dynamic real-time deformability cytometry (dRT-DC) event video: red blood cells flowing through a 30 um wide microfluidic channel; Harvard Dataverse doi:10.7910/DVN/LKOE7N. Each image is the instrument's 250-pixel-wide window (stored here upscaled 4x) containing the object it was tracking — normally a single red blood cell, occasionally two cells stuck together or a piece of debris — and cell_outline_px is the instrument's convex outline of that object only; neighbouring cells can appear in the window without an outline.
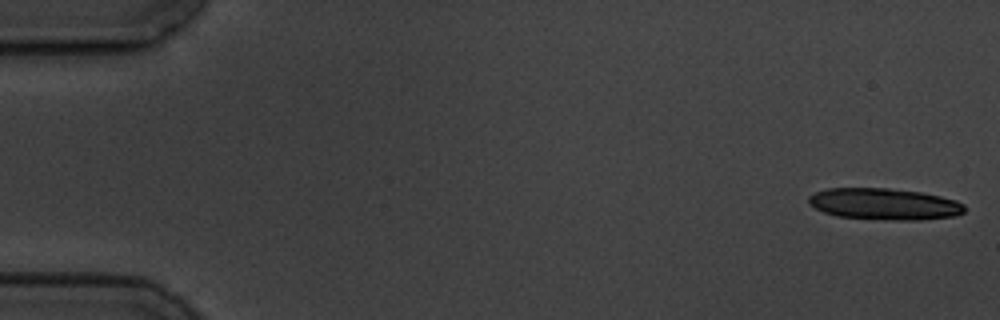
{"species": "common noctule bat (a hibernating species)", "species_latin": "Nyctalus noctula", "temperature_condition": "cold", "stored_images_in_passage": 6, "camera_frame_rate_fps": 3000, "um_per_image_px": 0.085, "animal": {"sex": "male", "body_mass_g": 19.5, "forearm_length_mm": 54.6}, "frame": {"image": 1, "passage_image": 1, "time_ms": 0.0, "image_size_px": [1000, 320], "cell_outline_px": [[968, 208], [964, 212], [956, 216], [920, 220], [892, 220], [836, 216], [824, 212], [808, 204], [808, 196], [816, 192], [828, 188], [888, 188], [920, 192], [940, 196], [956, 200], [964, 204]], "centroid_in_image_um": [75.2, 17.34], "position_along_channel_um": 9.8, "area_um2": 28.78}}
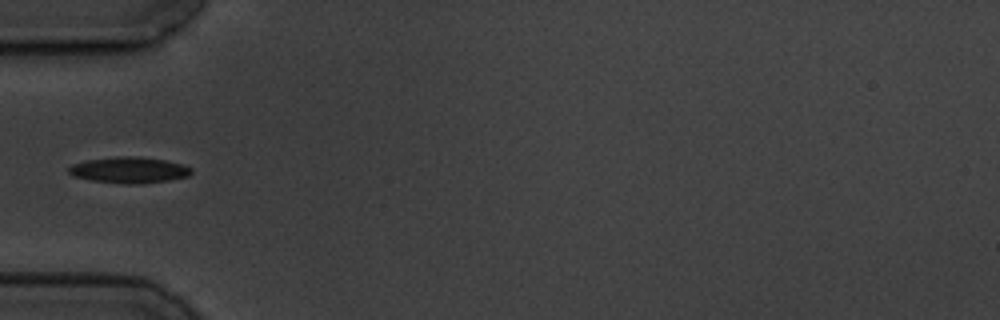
{"frame": {"image": 2, "passage_image": 6, "time_ms": 6.0, "image_size_px": [1000, 320], "cell_outline_px": [[192, 172], [188, 176], [168, 180], [136, 184], [128, 184], [92, 180], [72, 176], [68, 172], [68, 168], [72, 164], [88, 160], [116, 156], [140, 156], [164, 160], [184, 164], [192, 168]], "centroid_in_image_um": [10.98, 14.44], "position_along_channel_um": 74.0, "area_um2": 18.61}}